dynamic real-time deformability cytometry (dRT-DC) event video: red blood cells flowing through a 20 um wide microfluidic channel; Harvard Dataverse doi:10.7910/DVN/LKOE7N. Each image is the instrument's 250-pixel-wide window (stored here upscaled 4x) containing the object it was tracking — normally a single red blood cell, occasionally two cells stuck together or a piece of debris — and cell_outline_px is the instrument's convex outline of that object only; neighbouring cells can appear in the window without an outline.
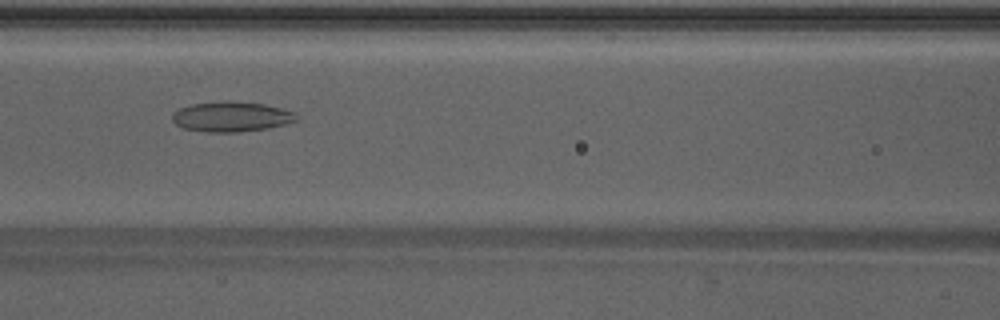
{"species": "Egyptian fruit bat (a non-hibernating species)", "species_latin": "Rousettus aegyptiacus", "temperature_condition": "warm", "stored_images_in_passage": 33, "camera_frame_rate_fps": 3000, "um_per_image_px": 0.085, "animal": {"sex": "male"}, "frame": {"image": 1, "passage_image": 16, "time_ms": 5.0, "image_size_px": [1000, 320], "cell_outline_px": [[300, 116], [296, 120], [284, 124], [268, 128], [236, 132], [208, 132], [184, 128], [176, 124], [172, 120], [172, 116], [180, 108], [192, 104], [220, 100], [228, 100], [264, 104], [284, 108], [296, 112]], "centroid_in_image_um": [19.71, 9.9], "position_along_channel_um": 146.9, "area_um2": 21.91}}
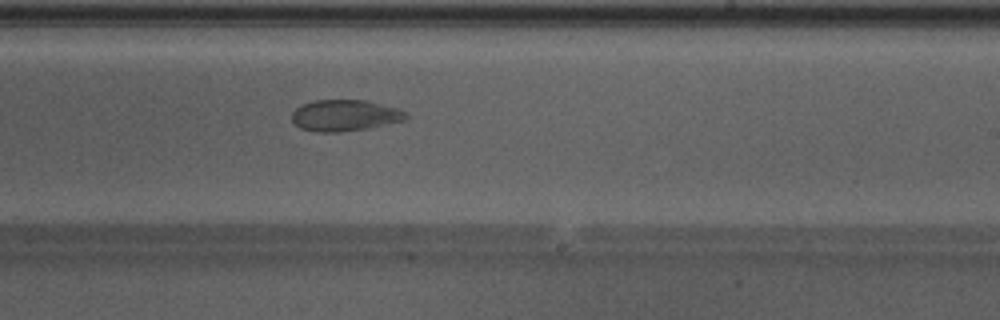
{"frame": {"image": 2, "passage_image": 24, "time_ms": 7.667, "image_size_px": [1000, 320], "cell_outline_px": [[408, 116], [404, 120], [364, 128], [340, 132], [316, 132], [300, 128], [292, 120], [292, 112], [300, 104], [312, 100], [368, 100], [396, 108], [404, 112]], "centroid_in_image_um": [29.24, 9.79], "position_along_channel_um": 259.8, "area_um2": 20.63}}
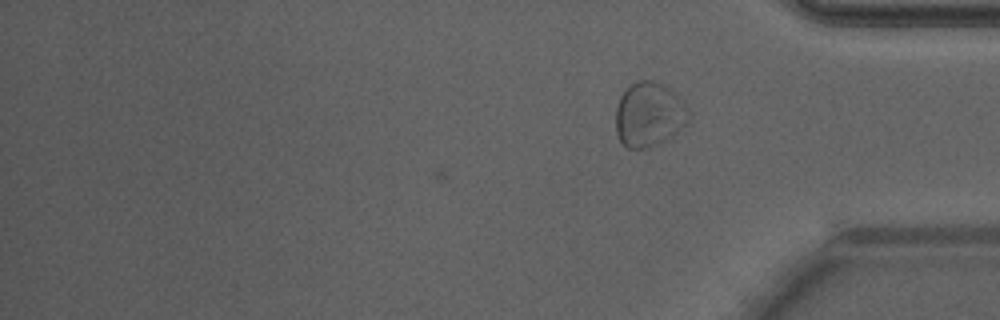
{"frame": {"image": 3, "passage_image": 33, "time_ms": 10.667, "image_size_px": [1000, 320], "cell_outline_px": [[692, 116], [688, 124], [668, 140], [648, 148], [628, 148], [620, 140], [616, 132], [616, 108], [620, 96], [628, 84], [640, 80], [652, 80], [664, 84], [684, 104]], "centroid_in_image_um": [55.18, 9.74], "position_along_channel_um": 380.0, "area_um2": 27.74}, "authors_computed_cell_mechanics": {"area_um2": 21.964, "velocity_mm_per_s": 4.2382, "shape_relaxation_time_tau1_ms": 7.5229, "shape_relaxation_time_tau2_ms": 1.2452, "deformation_change_tau1": 0.1299, "deformation_change_tau2": 0.0555}}